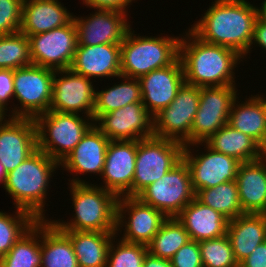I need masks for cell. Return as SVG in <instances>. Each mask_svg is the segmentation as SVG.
Returning a JSON list of instances; mask_svg holds the SVG:
<instances>
[{
    "label": "cell",
    "instance_id": "obj_1",
    "mask_svg": "<svg viewBox=\"0 0 266 267\" xmlns=\"http://www.w3.org/2000/svg\"><path fill=\"white\" fill-rule=\"evenodd\" d=\"M189 28L202 41L236 51L243 58L252 49L256 6L245 0H215Z\"/></svg>",
    "mask_w": 266,
    "mask_h": 267
},
{
    "label": "cell",
    "instance_id": "obj_2",
    "mask_svg": "<svg viewBox=\"0 0 266 267\" xmlns=\"http://www.w3.org/2000/svg\"><path fill=\"white\" fill-rule=\"evenodd\" d=\"M185 33L179 41L185 83L200 88L235 85L233 70L243 57L230 48L202 41L190 29Z\"/></svg>",
    "mask_w": 266,
    "mask_h": 267
},
{
    "label": "cell",
    "instance_id": "obj_3",
    "mask_svg": "<svg viewBox=\"0 0 266 267\" xmlns=\"http://www.w3.org/2000/svg\"><path fill=\"white\" fill-rule=\"evenodd\" d=\"M72 178L69 188L74 218L70 222L50 221L60 230L116 232L118 197L100 186Z\"/></svg>",
    "mask_w": 266,
    "mask_h": 267
},
{
    "label": "cell",
    "instance_id": "obj_4",
    "mask_svg": "<svg viewBox=\"0 0 266 267\" xmlns=\"http://www.w3.org/2000/svg\"><path fill=\"white\" fill-rule=\"evenodd\" d=\"M58 166L60 168L58 161L37 149L15 170L10 171L3 189L13 198L15 208L30 212L37 220H45L43 208L47 189Z\"/></svg>",
    "mask_w": 266,
    "mask_h": 267
},
{
    "label": "cell",
    "instance_id": "obj_5",
    "mask_svg": "<svg viewBox=\"0 0 266 267\" xmlns=\"http://www.w3.org/2000/svg\"><path fill=\"white\" fill-rule=\"evenodd\" d=\"M131 29L121 43V76L139 79L171 65L179 57L180 36H137Z\"/></svg>",
    "mask_w": 266,
    "mask_h": 267
},
{
    "label": "cell",
    "instance_id": "obj_6",
    "mask_svg": "<svg viewBox=\"0 0 266 267\" xmlns=\"http://www.w3.org/2000/svg\"><path fill=\"white\" fill-rule=\"evenodd\" d=\"M83 117L51 110L35 117L37 149L61 163L94 125L93 117Z\"/></svg>",
    "mask_w": 266,
    "mask_h": 267
},
{
    "label": "cell",
    "instance_id": "obj_7",
    "mask_svg": "<svg viewBox=\"0 0 266 267\" xmlns=\"http://www.w3.org/2000/svg\"><path fill=\"white\" fill-rule=\"evenodd\" d=\"M184 145L170 139L151 136L137 140L133 177V196L160 180L183 157Z\"/></svg>",
    "mask_w": 266,
    "mask_h": 267
},
{
    "label": "cell",
    "instance_id": "obj_8",
    "mask_svg": "<svg viewBox=\"0 0 266 267\" xmlns=\"http://www.w3.org/2000/svg\"><path fill=\"white\" fill-rule=\"evenodd\" d=\"M55 70L29 65L14 69V98L20 107L10 117L35 118L50 109Z\"/></svg>",
    "mask_w": 266,
    "mask_h": 267
},
{
    "label": "cell",
    "instance_id": "obj_9",
    "mask_svg": "<svg viewBox=\"0 0 266 267\" xmlns=\"http://www.w3.org/2000/svg\"><path fill=\"white\" fill-rule=\"evenodd\" d=\"M167 218L176 217L195 198L187 163L182 159L160 180L148 185L137 196Z\"/></svg>",
    "mask_w": 266,
    "mask_h": 267
},
{
    "label": "cell",
    "instance_id": "obj_10",
    "mask_svg": "<svg viewBox=\"0 0 266 267\" xmlns=\"http://www.w3.org/2000/svg\"><path fill=\"white\" fill-rule=\"evenodd\" d=\"M199 99L200 87L184 83L173 102L153 117L154 136L190 145Z\"/></svg>",
    "mask_w": 266,
    "mask_h": 267
},
{
    "label": "cell",
    "instance_id": "obj_11",
    "mask_svg": "<svg viewBox=\"0 0 266 267\" xmlns=\"http://www.w3.org/2000/svg\"><path fill=\"white\" fill-rule=\"evenodd\" d=\"M235 86L200 88L198 110L191 128V146L198 148L197 145H202L228 123L232 104L239 95Z\"/></svg>",
    "mask_w": 266,
    "mask_h": 267
},
{
    "label": "cell",
    "instance_id": "obj_12",
    "mask_svg": "<svg viewBox=\"0 0 266 267\" xmlns=\"http://www.w3.org/2000/svg\"><path fill=\"white\" fill-rule=\"evenodd\" d=\"M32 63L53 70L70 69L77 48V31L72 19L67 25L30 35Z\"/></svg>",
    "mask_w": 266,
    "mask_h": 267
},
{
    "label": "cell",
    "instance_id": "obj_13",
    "mask_svg": "<svg viewBox=\"0 0 266 267\" xmlns=\"http://www.w3.org/2000/svg\"><path fill=\"white\" fill-rule=\"evenodd\" d=\"M127 212V215L125 216ZM116 235L125 227L123 241L147 245L160 229L167 217L136 196H122L117 201ZM127 219V221H126Z\"/></svg>",
    "mask_w": 266,
    "mask_h": 267
},
{
    "label": "cell",
    "instance_id": "obj_14",
    "mask_svg": "<svg viewBox=\"0 0 266 267\" xmlns=\"http://www.w3.org/2000/svg\"><path fill=\"white\" fill-rule=\"evenodd\" d=\"M206 153L192 154L191 144L184 146L182 159L187 163L193 191L215 187L228 181H236L241 164L237 159L210 148L205 142ZM195 155V156H194Z\"/></svg>",
    "mask_w": 266,
    "mask_h": 267
},
{
    "label": "cell",
    "instance_id": "obj_15",
    "mask_svg": "<svg viewBox=\"0 0 266 267\" xmlns=\"http://www.w3.org/2000/svg\"><path fill=\"white\" fill-rule=\"evenodd\" d=\"M94 126L110 141L141 140L153 136V117L142 102L93 115Z\"/></svg>",
    "mask_w": 266,
    "mask_h": 267
},
{
    "label": "cell",
    "instance_id": "obj_16",
    "mask_svg": "<svg viewBox=\"0 0 266 267\" xmlns=\"http://www.w3.org/2000/svg\"><path fill=\"white\" fill-rule=\"evenodd\" d=\"M94 99L95 87L91 79L71 69L55 71L49 110L71 114L83 112L87 117H93Z\"/></svg>",
    "mask_w": 266,
    "mask_h": 267
},
{
    "label": "cell",
    "instance_id": "obj_17",
    "mask_svg": "<svg viewBox=\"0 0 266 267\" xmlns=\"http://www.w3.org/2000/svg\"><path fill=\"white\" fill-rule=\"evenodd\" d=\"M36 150L37 133L33 118L3 117L0 120V162L7 173L15 170Z\"/></svg>",
    "mask_w": 266,
    "mask_h": 267
},
{
    "label": "cell",
    "instance_id": "obj_18",
    "mask_svg": "<svg viewBox=\"0 0 266 267\" xmlns=\"http://www.w3.org/2000/svg\"><path fill=\"white\" fill-rule=\"evenodd\" d=\"M137 155V140L110 141L100 177V187L114 193L118 198L133 196V177Z\"/></svg>",
    "mask_w": 266,
    "mask_h": 267
},
{
    "label": "cell",
    "instance_id": "obj_19",
    "mask_svg": "<svg viewBox=\"0 0 266 267\" xmlns=\"http://www.w3.org/2000/svg\"><path fill=\"white\" fill-rule=\"evenodd\" d=\"M127 13L97 9L90 17L73 15L78 45L121 44L131 28Z\"/></svg>",
    "mask_w": 266,
    "mask_h": 267
},
{
    "label": "cell",
    "instance_id": "obj_20",
    "mask_svg": "<svg viewBox=\"0 0 266 267\" xmlns=\"http://www.w3.org/2000/svg\"><path fill=\"white\" fill-rule=\"evenodd\" d=\"M142 103L154 117L175 99L185 83L183 66L179 57L169 66L156 69L140 77Z\"/></svg>",
    "mask_w": 266,
    "mask_h": 267
},
{
    "label": "cell",
    "instance_id": "obj_21",
    "mask_svg": "<svg viewBox=\"0 0 266 267\" xmlns=\"http://www.w3.org/2000/svg\"><path fill=\"white\" fill-rule=\"evenodd\" d=\"M120 57L121 44L77 45L70 69L92 80L99 77L119 78Z\"/></svg>",
    "mask_w": 266,
    "mask_h": 267
},
{
    "label": "cell",
    "instance_id": "obj_22",
    "mask_svg": "<svg viewBox=\"0 0 266 267\" xmlns=\"http://www.w3.org/2000/svg\"><path fill=\"white\" fill-rule=\"evenodd\" d=\"M110 140L94 125L82 137L70 154L60 163L68 172L102 174Z\"/></svg>",
    "mask_w": 266,
    "mask_h": 267
},
{
    "label": "cell",
    "instance_id": "obj_23",
    "mask_svg": "<svg viewBox=\"0 0 266 267\" xmlns=\"http://www.w3.org/2000/svg\"><path fill=\"white\" fill-rule=\"evenodd\" d=\"M176 218L193 241L201 242L227 234L229 220L196 198L187 204Z\"/></svg>",
    "mask_w": 266,
    "mask_h": 267
},
{
    "label": "cell",
    "instance_id": "obj_24",
    "mask_svg": "<svg viewBox=\"0 0 266 267\" xmlns=\"http://www.w3.org/2000/svg\"><path fill=\"white\" fill-rule=\"evenodd\" d=\"M238 197L244 213H266V161L241 163L236 175Z\"/></svg>",
    "mask_w": 266,
    "mask_h": 267
},
{
    "label": "cell",
    "instance_id": "obj_25",
    "mask_svg": "<svg viewBox=\"0 0 266 267\" xmlns=\"http://www.w3.org/2000/svg\"><path fill=\"white\" fill-rule=\"evenodd\" d=\"M59 0L23 1L20 32L26 36L67 25L72 13Z\"/></svg>",
    "mask_w": 266,
    "mask_h": 267
},
{
    "label": "cell",
    "instance_id": "obj_26",
    "mask_svg": "<svg viewBox=\"0 0 266 267\" xmlns=\"http://www.w3.org/2000/svg\"><path fill=\"white\" fill-rule=\"evenodd\" d=\"M226 235L234 258L240 264L258 245L266 241L265 213H245L229 220Z\"/></svg>",
    "mask_w": 266,
    "mask_h": 267
},
{
    "label": "cell",
    "instance_id": "obj_27",
    "mask_svg": "<svg viewBox=\"0 0 266 267\" xmlns=\"http://www.w3.org/2000/svg\"><path fill=\"white\" fill-rule=\"evenodd\" d=\"M71 241L78 267H106L116 232L61 230Z\"/></svg>",
    "mask_w": 266,
    "mask_h": 267
},
{
    "label": "cell",
    "instance_id": "obj_28",
    "mask_svg": "<svg viewBox=\"0 0 266 267\" xmlns=\"http://www.w3.org/2000/svg\"><path fill=\"white\" fill-rule=\"evenodd\" d=\"M251 96L241 103L237 98L234 100L228 124L249 135L261 146L266 140V109L259 94Z\"/></svg>",
    "mask_w": 266,
    "mask_h": 267
},
{
    "label": "cell",
    "instance_id": "obj_29",
    "mask_svg": "<svg viewBox=\"0 0 266 267\" xmlns=\"http://www.w3.org/2000/svg\"><path fill=\"white\" fill-rule=\"evenodd\" d=\"M41 267H78L70 239L51 221L41 220Z\"/></svg>",
    "mask_w": 266,
    "mask_h": 267
},
{
    "label": "cell",
    "instance_id": "obj_30",
    "mask_svg": "<svg viewBox=\"0 0 266 267\" xmlns=\"http://www.w3.org/2000/svg\"><path fill=\"white\" fill-rule=\"evenodd\" d=\"M205 143L213 150L231 156L241 163L260 158V145L228 123L212 134Z\"/></svg>",
    "mask_w": 266,
    "mask_h": 267
},
{
    "label": "cell",
    "instance_id": "obj_31",
    "mask_svg": "<svg viewBox=\"0 0 266 267\" xmlns=\"http://www.w3.org/2000/svg\"><path fill=\"white\" fill-rule=\"evenodd\" d=\"M123 81L106 90H95L93 115L107 114L127 104L142 102L141 86L138 79L120 76Z\"/></svg>",
    "mask_w": 266,
    "mask_h": 267
},
{
    "label": "cell",
    "instance_id": "obj_32",
    "mask_svg": "<svg viewBox=\"0 0 266 267\" xmlns=\"http://www.w3.org/2000/svg\"><path fill=\"white\" fill-rule=\"evenodd\" d=\"M41 260V220H38L3 256L2 267H41Z\"/></svg>",
    "mask_w": 266,
    "mask_h": 267
},
{
    "label": "cell",
    "instance_id": "obj_33",
    "mask_svg": "<svg viewBox=\"0 0 266 267\" xmlns=\"http://www.w3.org/2000/svg\"><path fill=\"white\" fill-rule=\"evenodd\" d=\"M195 198L206 206L220 212L228 220L245 214L238 197L236 181L221 183L215 187L198 190Z\"/></svg>",
    "mask_w": 266,
    "mask_h": 267
},
{
    "label": "cell",
    "instance_id": "obj_34",
    "mask_svg": "<svg viewBox=\"0 0 266 267\" xmlns=\"http://www.w3.org/2000/svg\"><path fill=\"white\" fill-rule=\"evenodd\" d=\"M190 240L189 233L176 217L167 218L147 244V250L155 257L170 260Z\"/></svg>",
    "mask_w": 266,
    "mask_h": 267
},
{
    "label": "cell",
    "instance_id": "obj_35",
    "mask_svg": "<svg viewBox=\"0 0 266 267\" xmlns=\"http://www.w3.org/2000/svg\"><path fill=\"white\" fill-rule=\"evenodd\" d=\"M38 220L28 211L16 208L15 215L0 211V254L5 256L18 239Z\"/></svg>",
    "mask_w": 266,
    "mask_h": 267
},
{
    "label": "cell",
    "instance_id": "obj_36",
    "mask_svg": "<svg viewBox=\"0 0 266 267\" xmlns=\"http://www.w3.org/2000/svg\"><path fill=\"white\" fill-rule=\"evenodd\" d=\"M32 64L28 36L20 31L0 35V69H17Z\"/></svg>",
    "mask_w": 266,
    "mask_h": 267
},
{
    "label": "cell",
    "instance_id": "obj_37",
    "mask_svg": "<svg viewBox=\"0 0 266 267\" xmlns=\"http://www.w3.org/2000/svg\"><path fill=\"white\" fill-rule=\"evenodd\" d=\"M203 267H239L227 235L199 242Z\"/></svg>",
    "mask_w": 266,
    "mask_h": 267
},
{
    "label": "cell",
    "instance_id": "obj_38",
    "mask_svg": "<svg viewBox=\"0 0 266 267\" xmlns=\"http://www.w3.org/2000/svg\"><path fill=\"white\" fill-rule=\"evenodd\" d=\"M114 239L116 238L113 237L110 243L106 267H142L148 253L147 245L130 243L122 239H118L116 245Z\"/></svg>",
    "mask_w": 266,
    "mask_h": 267
},
{
    "label": "cell",
    "instance_id": "obj_39",
    "mask_svg": "<svg viewBox=\"0 0 266 267\" xmlns=\"http://www.w3.org/2000/svg\"><path fill=\"white\" fill-rule=\"evenodd\" d=\"M23 0H0V35L20 31Z\"/></svg>",
    "mask_w": 266,
    "mask_h": 267
},
{
    "label": "cell",
    "instance_id": "obj_40",
    "mask_svg": "<svg viewBox=\"0 0 266 267\" xmlns=\"http://www.w3.org/2000/svg\"><path fill=\"white\" fill-rule=\"evenodd\" d=\"M172 267H203L199 242L190 240L170 259Z\"/></svg>",
    "mask_w": 266,
    "mask_h": 267
},
{
    "label": "cell",
    "instance_id": "obj_41",
    "mask_svg": "<svg viewBox=\"0 0 266 267\" xmlns=\"http://www.w3.org/2000/svg\"><path fill=\"white\" fill-rule=\"evenodd\" d=\"M11 97H14V69H0V114L3 117L8 116L7 104Z\"/></svg>",
    "mask_w": 266,
    "mask_h": 267
},
{
    "label": "cell",
    "instance_id": "obj_42",
    "mask_svg": "<svg viewBox=\"0 0 266 267\" xmlns=\"http://www.w3.org/2000/svg\"><path fill=\"white\" fill-rule=\"evenodd\" d=\"M135 0H83L85 6L103 10H116L120 12H128L126 9L131 2ZM130 3V4H129Z\"/></svg>",
    "mask_w": 266,
    "mask_h": 267
},
{
    "label": "cell",
    "instance_id": "obj_43",
    "mask_svg": "<svg viewBox=\"0 0 266 267\" xmlns=\"http://www.w3.org/2000/svg\"><path fill=\"white\" fill-rule=\"evenodd\" d=\"M239 267H266V241L258 245Z\"/></svg>",
    "mask_w": 266,
    "mask_h": 267
},
{
    "label": "cell",
    "instance_id": "obj_44",
    "mask_svg": "<svg viewBox=\"0 0 266 267\" xmlns=\"http://www.w3.org/2000/svg\"><path fill=\"white\" fill-rule=\"evenodd\" d=\"M252 44H257L259 47H262L261 49L266 50V23H262L258 19H256L254 25Z\"/></svg>",
    "mask_w": 266,
    "mask_h": 267
},
{
    "label": "cell",
    "instance_id": "obj_45",
    "mask_svg": "<svg viewBox=\"0 0 266 267\" xmlns=\"http://www.w3.org/2000/svg\"><path fill=\"white\" fill-rule=\"evenodd\" d=\"M142 267H172V265L169 259L155 257L147 253Z\"/></svg>",
    "mask_w": 266,
    "mask_h": 267
},
{
    "label": "cell",
    "instance_id": "obj_46",
    "mask_svg": "<svg viewBox=\"0 0 266 267\" xmlns=\"http://www.w3.org/2000/svg\"><path fill=\"white\" fill-rule=\"evenodd\" d=\"M257 10V19L262 22L266 23V0H264L261 4V7H256Z\"/></svg>",
    "mask_w": 266,
    "mask_h": 267
},
{
    "label": "cell",
    "instance_id": "obj_47",
    "mask_svg": "<svg viewBox=\"0 0 266 267\" xmlns=\"http://www.w3.org/2000/svg\"><path fill=\"white\" fill-rule=\"evenodd\" d=\"M7 174L8 173L6 172L4 166L0 162V184H2L3 187H5L6 184Z\"/></svg>",
    "mask_w": 266,
    "mask_h": 267
},
{
    "label": "cell",
    "instance_id": "obj_48",
    "mask_svg": "<svg viewBox=\"0 0 266 267\" xmlns=\"http://www.w3.org/2000/svg\"><path fill=\"white\" fill-rule=\"evenodd\" d=\"M260 158L264 161H266V140L264 143L260 146Z\"/></svg>",
    "mask_w": 266,
    "mask_h": 267
},
{
    "label": "cell",
    "instance_id": "obj_49",
    "mask_svg": "<svg viewBox=\"0 0 266 267\" xmlns=\"http://www.w3.org/2000/svg\"><path fill=\"white\" fill-rule=\"evenodd\" d=\"M259 97L263 100V103H264V106H265V109H266V97H264L262 95H260Z\"/></svg>",
    "mask_w": 266,
    "mask_h": 267
},
{
    "label": "cell",
    "instance_id": "obj_50",
    "mask_svg": "<svg viewBox=\"0 0 266 267\" xmlns=\"http://www.w3.org/2000/svg\"><path fill=\"white\" fill-rule=\"evenodd\" d=\"M3 256L0 254V267H2Z\"/></svg>",
    "mask_w": 266,
    "mask_h": 267
},
{
    "label": "cell",
    "instance_id": "obj_51",
    "mask_svg": "<svg viewBox=\"0 0 266 267\" xmlns=\"http://www.w3.org/2000/svg\"><path fill=\"white\" fill-rule=\"evenodd\" d=\"M23 1H41V0H23Z\"/></svg>",
    "mask_w": 266,
    "mask_h": 267
}]
</instances>
